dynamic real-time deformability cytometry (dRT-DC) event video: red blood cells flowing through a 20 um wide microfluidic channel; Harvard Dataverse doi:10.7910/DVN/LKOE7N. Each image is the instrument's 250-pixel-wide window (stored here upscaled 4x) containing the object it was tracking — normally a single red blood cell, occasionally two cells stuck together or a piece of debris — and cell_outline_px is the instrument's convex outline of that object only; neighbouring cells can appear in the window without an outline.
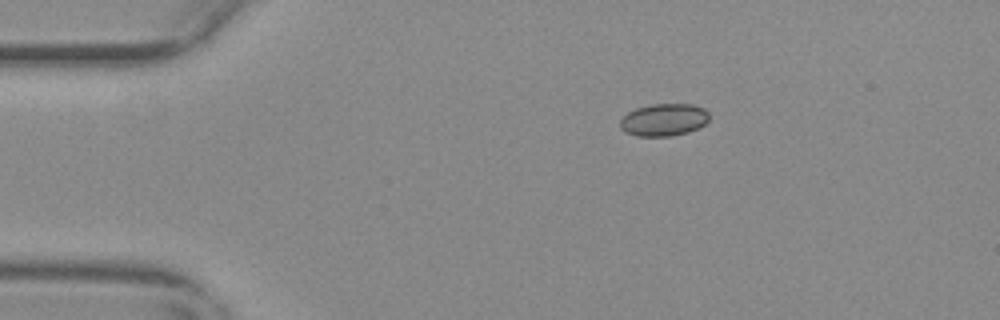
{"species": "common noctule bat (a hibernating species)", "species_latin": "Nyctalus noctula", "temperature_condition": "warm", "stored_images_in_passage": 47, "camera_frame_rate_fps": 3000, "um_per_image_px": 0.085, "animal": {"sex": "female", "body_mass_g": 29.2, "forearm_length_mm": 56.3}, "frame": {"image": 1, "passage_image": 1, "time_ms": 0.0, "image_size_px": [1000, 320], "cell_outline_px": [[708, 120], [700, 128], [688, 132], [672, 136], [636, 136], [620, 128], [620, 120], [628, 112], [636, 108], [652, 104], [692, 104], [704, 108], [708, 112]], "centroid_in_image_um": [56.44, 10.18], "position_along_channel_um": 28.6, "area_um2": 16.82}}
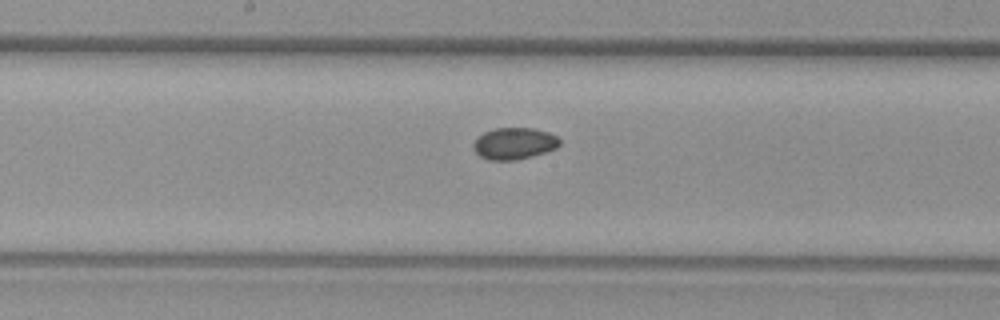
{"frame": {"image": 2, "passage_image": 20, "time_ms": 6.333, "image_size_px": [1000, 320], "cell_outline_px": [[560, 144], [556, 148], [532, 156], [516, 160], [488, 160], [480, 156], [472, 148], [472, 144], [484, 132], [492, 128], [532, 128], [548, 132], [556, 136], [560, 140]], "centroid_in_image_um": [43.69, 12.19], "position_along_channel_um": 204.5, "area_um2": 15.9}}
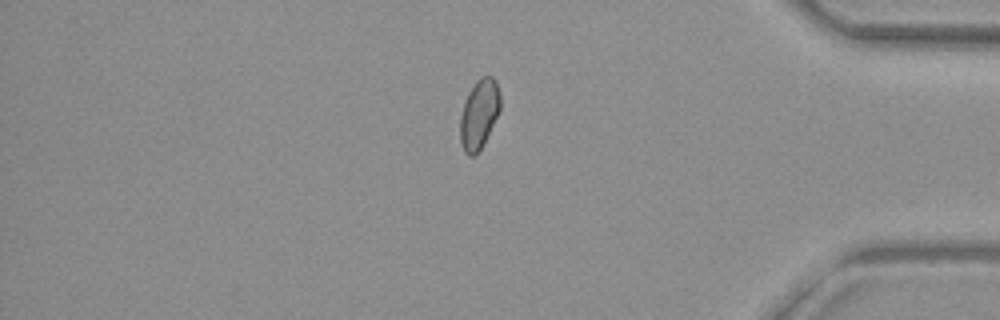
{"frame": {"image": 3, "passage_image": 38, "time_ms": 12.333, "image_size_px": [1000, 320], "cell_outline_px": [[500, 108], [480, 148], [472, 156], [468, 156], [464, 152], [460, 144], [460, 116], [468, 92], [476, 80], [480, 76], [492, 76], [496, 80], [500, 92]], "centroid_in_image_um": [40.7, 9.65], "position_along_channel_um": 394.5, "area_um2": 15.95}, "authors_computed_cell_mechanics": {"area_um2": 16.184, "velocity_mm_per_s": 3.6894, "shape_relaxation_time_tau1_ms": null, "shape_relaxation_time_tau2_ms": 4.4743, "deformation_change_tau1": null, "deformation_change_tau2": 0.0394}}